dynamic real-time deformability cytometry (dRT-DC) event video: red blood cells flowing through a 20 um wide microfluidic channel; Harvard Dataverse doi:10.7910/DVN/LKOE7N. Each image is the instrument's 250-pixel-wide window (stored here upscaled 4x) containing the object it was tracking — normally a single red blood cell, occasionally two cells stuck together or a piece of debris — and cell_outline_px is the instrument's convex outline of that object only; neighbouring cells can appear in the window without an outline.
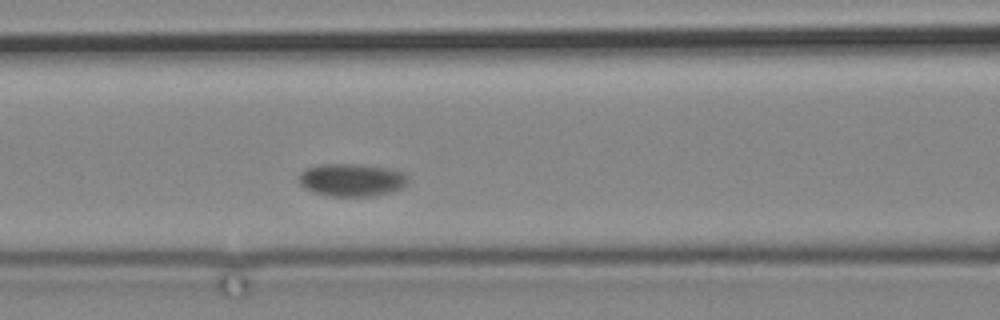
{"species": "common noctule bat (a hibernating species)", "species_latin": "Nyctalus noctula", "temperature_condition": "cold", "stored_images_in_passage": 5, "camera_frame_rate_fps": 3000, "um_per_image_px": 0.085, "animal": {"sex": "male", "body_mass_g": 19.2, "forearm_length_mm": 51.8}, "frame": {"image": 1, "passage_image": 5, "time_ms": 4.667, "image_size_px": [1000, 320], "cell_outline_px": [[408, 184], [392, 192], [372, 196], [328, 196], [312, 192], [304, 188], [300, 184], [296, 176], [304, 168], [320, 164], [356, 164], [392, 168], [404, 172], [408, 176]], "centroid_in_image_um": [29.87, 15.29], "position_along_channel_um": 136.7, "area_um2": 21.33}}